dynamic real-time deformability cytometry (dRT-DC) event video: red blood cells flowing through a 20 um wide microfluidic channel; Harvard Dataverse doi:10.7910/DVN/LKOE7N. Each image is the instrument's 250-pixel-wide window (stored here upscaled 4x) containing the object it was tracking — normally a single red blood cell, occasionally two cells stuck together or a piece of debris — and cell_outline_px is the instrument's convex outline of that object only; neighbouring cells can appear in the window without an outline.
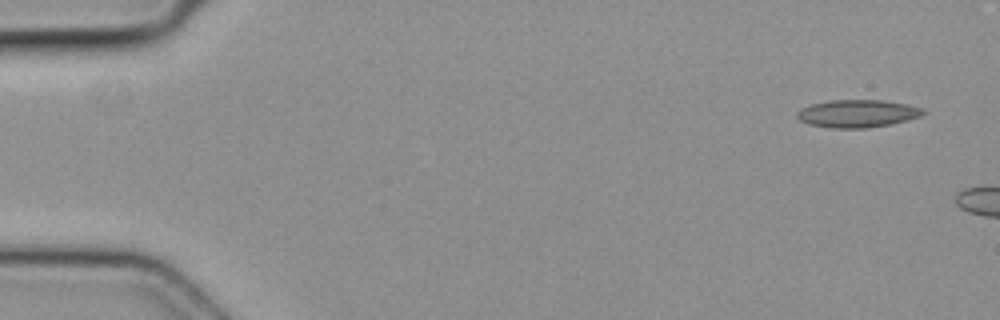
{"species": "common noctule bat (a hibernating species)", "species_latin": "Nyctalus noctula", "temperature_condition": "cold", "stored_images_in_passage": 4, "segment_of_instrument_passage": [2, 2], "camera_frame_rate_fps": 3000, "um_per_image_px": 0.085, "animal": {"sex": "female", "body_mass_g": 19.3, "forearm_length_mm": 54.1}, "frame": {"image": 1, "passage_image": 4, "time_ms": 1.0, "image_size_px": [1000, 320], "cell_outline_px": [[928, 112], [920, 116], [908, 120], [892, 124], [868, 128], [828, 128], [808, 124], [800, 120], [796, 116], [796, 112], [812, 104], [828, 100], [880, 100], [904, 104], [924, 108]], "centroid_in_image_um": [72.9, 9.66], "position_along_channel_um": 12.1, "area_um2": 20.4}}